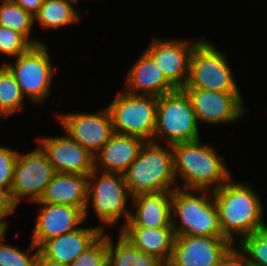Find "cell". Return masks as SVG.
<instances>
[{"instance_id": "9a60e30c", "label": "cell", "mask_w": 267, "mask_h": 266, "mask_svg": "<svg viewBox=\"0 0 267 266\" xmlns=\"http://www.w3.org/2000/svg\"><path fill=\"white\" fill-rule=\"evenodd\" d=\"M64 133L36 140L56 173L89 175L95 169L94 155Z\"/></svg>"}, {"instance_id": "6da1fadb", "label": "cell", "mask_w": 267, "mask_h": 266, "mask_svg": "<svg viewBox=\"0 0 267 266\" xmlns=\"http://www.w3.org/2000/svg\"><path fill=\"white\" fill-rule=\"evenodd\" d=\"M222 237L236 246L244 237L264 228L263 206L253 186L232 177L213 190ZM263 218V219H262Z\"/></svg>"}, {"instance_id": "ba28073f", "label": "cell", "mask_w": 267, "mask_h": 266, "mask_svg": "<svg viewBox=\"0 0 267 266\" xmlns=\"http://www.w3.org/2000/svg\"><path fill=\"white\" fill-rule=\"evenodd\" d=\"M230 67L225 53L215 44L201 39L192 52L189 76L183 88L240 92Z\"/></svg>"}, {"instance_id": "52a82bcc", "label": "cell", "mask_w": 267, "mask_h": 266, "mask_svg": "<svg viewBox=\"0 0 267 266\" xmlns=\"http://www.w3.org/2000/svg\"><path fill=\"white\" fill-rule=\"evenodd\" d=\"M107 108L111 115L114 133L136 136L145 142H153L157 97L120 90Z\"/></svg>"}, {"instance_id": "836d02e7", "label": "cell", "mask_w": 267, "mask_h": 266, "mask_svg": "<svg viewBox=\"0 0 267 266\" xmlns=\"http://www.w3.org/2000/svg\"><path fill=\"white\" fill-rule=\"evenodd\" d=\"M226 266H246V262L238 255L236 249H234L226 257Z\"/></svg>"}, {"instance_id": "5bb4252c", "label": "cell", "mask_w": 267, "mask_h": 266, "mask_svg": "<svg viewBox=\"0 0 267 266\" xmlns=\"http://www.w3.org/2000/svg\"><path fill=\"white\" fill-rule=\"evenodd\" d=\"M200 41L153 38L144 51L176 89H183L189 76L192 52Z\"/></svg>"}, {"instance_id": "484cf974", "label": "cell", "mask_w": 267, "mask_h": 266, "mask_svg": "<svg viewBox=\"0 0 267 266\" xmlns=\"http://www.w3.org/2000/svg\"><path fill=\"white\" fill-rule=\"evenodd\" d=\"M25 97L14 75L2 64L0 66V118H8L24 109Z\"/></svg>"}, {"instance_id": "2e32d148", "label": "cell", "mask_w": 267, "mask_h": 266, "mask_svg": "<svg viewBox=\"0 0 267 266\" xmlns=\"http://www.w3.org/2000/svg\"><path fill=\"white\" fill-rule=\"evenodd\" d=\"M39 208L31 242L38 248L52 238L81 228L85 223L84 210L63 204L34 203Z\"/></svg>"}, {"instance_id": "4fadbf2b", "label": "cell", "mask_w": 267, "mask_h": 266, "mask_svg": "<svg viewBox=\"0 0 267 266\" xmlns=\"http://www.w3.org/2000/svg\"><path fill=\"white\" fill-rule=\"evenodd\" d=\"M62 129L94 156L114 134L111 115L105 106L98 113L67 112L55 114Z\"/></svg>"}, {"instance_id": "d4e9b609", "label": "cell", "mask_w": 267, "mask_h": 266, "mask_svg": "<svg viewBox=\"0 0 267 266\" xmlns=\"http://www.w3.org/2000/svg\"><path fill=\"white\" fill-rule=\"evenodd\" d=\"M35 19L32 14L11 0H1L0 26L7 27L23 35L33 46L44 43L31 36Z\"/></svg>"}, {"instance_id": "44dd1931", "label": "cell", "mask_w": 267, "mask_h": 266, "mask_svg": "<svg viewBox=\"0 0 267 266\" xmlns=\"http://www.w3.org/2000/svg\"><path fill=\"white\" fill-rule=\"evenodd\" d=\"M88 175L55 173L34 203L63 204L85 210Z\"/></svg>"}, {"instance_id": "e0dca14e", "label": "cell", "mask_w": 267, "mask_h": 266, "mask_svg": "<svg viewBox=\"0 0 267 266\" xmlns=\"http://www.w3.org/2000/svg\"><path fill=\"white\" fill-rule=\"evenodd\" d=\"M103 231L98 225L81 227L45 241L39 247L38 260H52L69 265L90 247Z\"/></svg>"}, {"instance_id": "d590c367", "label": "cell", "mask_w": 267, "mask_h": 266, "mask_svg": "<svg viewBox=\"0 0 267 266\" xmlns=\"http://www.w3.org/2000/svg\"><path fill=\"white\" fill-rule=\"evenodd\" d=\"M36 266H67V265L52 260H37Z\"/></svg>"}, {"instance_id": "277c9868", "label": "cell", "mask_w": 267, "mask_h": 266, "mask_svg": "<svg viewBox=\"0 0 267 266\" xmlns=\"http://www.w3.org/2000/svg\"><path fill=\"white\" fill-rule=\"evenodd\" d=\"M171 225L175 235L222 236L213 192L178 187L174 189Z\"/></svg>"}, {"instance_id": "8992f818", "label": "cell", "mask_w": 267, "mask_h": 266, "mask_svg": "<svg viewBox=\"0 0 267 266\" xmlns=\"http://www.w3.org/2000/svg\"><path fill=\"white\" fill-rule=\"evenodd\" d=\"M198 128L192 103L183 89L157 97L153 142H160L161 137L165 145L197 141L201 139Z\"/></svg>"}, {"instance_id": "4dcf8cb0", "label": "cell", "mask_w": 267, "mask_h": 266, "mask_svg": "<svg viewBox=\"0 0 267 266\" xmlns=\"http://www.w3.org/2000/svg\"><path fill=\"white\" fill-rule=\"evenodd\" d=\"M18 153L16 149L0 145V189L4 190L9 197Z\"/></svg>"}, {"instance_id": "e575fe53", "label": "cell", "mask_w": 267, "mask_h": 266, "mask_svg": "<svg viewBox=\"0 0 267 266\" xmlns=\"http://www.w3.org/2000/svg\"><path fill=\"white\" fill-rule=\"evenodd\" d=\"M6 219H0V242H2L5 238L6 231L8 229V225Z\"/></svg>"}, {"instance_id": "7402d4cb", "label": "cell", "mask_w": 267, "mask_h": 266, "mask_svg": "<svg viewBox=\"0 0 267 266\" xmlns=\"http://www.w3.org/2000/svg\"><path fill=\"white\" fill-rule=\"evenodd\" d=\"M119 233L137 249L158 258L164 264L169 263L175 238L172 227H121Z\"/></svg>"}, {"instance_id": "cb8c5ba5", "label": "cell", "mask_w": 267, "mask_h": 266, "mask_svg": "<svg viewBox=\"0 0 267 266\" xmlns=\"http://www.w3.org/2000/svg\"><path fill=\"white\" fill-rule=\"evenodd\" d=\"M79 0H43L39 12L34 16L43 29L56 30L81 21L74 4Z\"/></svg>"}, {"instance_id": "1f68e13d", "label": "cell", "mask_w": 267, "mask_h": 266, "mask_svg": "<svg viewBox=\"0 0 267 266\" xmlns=\"http://www.w3.org/2000/svg\"><path fill=\"white\" fill-rule=\"evenodd\" d=\"M16 207L12 204L9 195L0 189V219L9 217L15 212Z\"/></svg>"}, {"instance_id": "8fae6325", "label": "cell", "mask_w": 267, "mask_h": 266, "mask_svg": "<svg viewBox=\"0 0 267 266\" xmlns=\"http://www.w3.org/2000/svg\"><path fill=\"white\" fill-rule=\"evenodd\" d=\"M192 103L198 123L232 124L247 112L241 92H216L183 88Z\"/></svg>"}, {"instance_id": "ffe728a7", "label": "cell", "mask_w": 267, "mask_h": 266, "mask_svg": "<svg viewBox=\"0 0 267 266\" xmlns=\"http://www.w3.org/2000/svg\"><path fill=\"white\" fill-rule=\"evenodd\" d=\"M144 144L145 141L139 137L114 133L94 156L95 169L123 174Z\"/></svg>"}, {"instance_id": "f1b7e54d", "label": "cell", "mask_w": 267, "mask_h": 266, "mask_svg": "<svg viewBox=\"0 0 267 266\" xmlns=\"http://www.w3.org/2000/svg\"><path fill=\"white\" fill-rule=\"evenodd\" d=\"M32 46L23 35L0 26V55L14 58L27 52Z\"/></svg>"}, {"instance_id": "4316f807", "label": "cell", "mask_w": 267, "mask_h": 266, "mask_svg": "<svg viewBox=\"0 0 267 266\" xmlns=\"http://www.w3.org/2000/svg\"><path fill=\"white\" fill-rule=\"evenodd\" d=\"M235 249L247 265L267 266V225L244 237Z\"/></svg>"}, {"instance_id": "f546056e", "label": "cell", "mask_w": 267, "mask_h": 266, "mask_svg": "<svg viewBox=\"0 0 267 266\" xmlns=\"http://www.w3.org/2000/svg\"><path fill=\"white\" fill-rule=\"evenodd\" d=\"M68 266H107V233L103 234Z\"/></svg>"}, {"instance_id": "d6a6232c", "label": "cell", "mask_w": 267, "mask_h": 266, "mask_svg": "<svg viewBox=\"0 0 267 266\" xmlns=\"http://www.w3.org/2000/svg\"><path fill=\"white\" fill-rule=\"evenodd\" d=\"M24 10L35 16L43 3V0H11Z\"/></svg>"}, {"instance_id": "ac0fdd59", "label": "cell", "mask_w": 267, "mask_h": 266, "mask_svg": "<svg viewBox=\"0 0 267 266\" xmlns=\"http://www.w3.org/2000/svg\"><path fill=\"white\" fill-rule=\"evenodd\" d=\"M131 203L136 210L123 227H172V191L139 194L132 197Z\"/></svg>"}, {"instance_id": "603a6c76", "label": "cell", "mask_w": 267, "mask_h": 266, "mask_svg": "<svg viewBox=\"0 0 267 266\" xmlns=\"http://www.w3.org/2000/svg\"><path fill=\"white\" fill-rule=\"evenodd\" d=\"M107 233V266H164L158 258L137 249L121 233L117 243Z\"/></svg>"}, {"instance_id": "3957f363", "label": "cell", "mask_w": 267, "mask_h": 266, "mask_svg": "<svg viewBox=\"0 0 267 266\" xmlns=\"http://www.w3.org/2000/svg\"><path fill=\"white\" fill-rule=\"evenodd\" d=\"M123 176L132 197L173 191L178 182L174 174L172 146L145 142Z\"/></svg>"}, {"instance_id": "d6986e66", "label": "cell", "mask_w": 267, "mask_h": 266, "mask_svg": "<svg viewBox=\"0 0 267 266\" xmlns=\"http://www.w3.org/2000/svg\"><path fill=\"white\" fill-rule=\"evenodd\" d=\"M124 85L128 93L155 97L176 90L145 51L129 68Z\"/></svg>"}, {"instance_id": "83f0119b", "label": "cell", "mask_w": 267, "mask_h": 266, "mask_svg": "<svg viewBox=\"0 0 267 266\" xmlns=\"http://www.w3.org/2000/svg\"><path fill=\"white\" fill-rule=\"evenodd\" d=\"M27 251L16 246L0 242V266H36L39 257V248L30 242Z\"/></svg>"}, {"instance_id": "9c48e42d", "label": "cell", "mask_w": 267, "mask_h": 266, "mask_svg": "<svg viewBox=\"0 0 267 266\" xmlns=\"http://www.w3.org/2000/svg\"><path fill=\"white\" fill-rule=\"evenodd\" d=\"M49 54L44 42L15 57L13 63H3L14 75L23 96L33 104H44L51 93L52 78L57 69Z\"/></svg>"}, {"instance_id": "7c38bea8", "label": "cell", "mask_w": 267, "mask_h": 266, "mask_svg": "<svg viewBox=\"0 0 267 266\" xmlns=\"http://www.w3.org/2000/svg\"><path fill=\"white\" fill-rule=\"evenodd\" d=\"M235 246L222 236L175 235L168 266H216Z\"/></svg>"}, {"instance_id": "8d00e7d4", "label": "cell", "mask_w": 267, "mask_h": 266, "mask_svg": "<svg viewBox=\"0 0 267 266\" xmlns=\"http://www.w3.org/2000/svg\"><path fill=\"white\" fill-rule=\"evenodd\" d=\"M216 266H226V258L220 264H218Z\"/></svg>"}, {"instance_id": "5b68a950", "label": "cell", "mask_w": 267, "mask_h": 266, "mask_svg": "<svg viewBox=\"0 0 267 266\" xmlns=\"http://www.w3.org/2000/svg\"><path fill=\"white\" fill-rule=\"evenodd\" d=\"M130 199H132V195L125 183L123 174L101 172L94 169L88 175L85 219L89 216L91 204L92 210L100 222L98 226L103 232L108 229V226L118 225L122 218L125 219L121 225L123 227L131 216L132 211L127 206V201Z\"/></svg>"}, {"instance_id": "30bf717a", "label": "cell", "mask_w": 267, "mask_h": 266, "mask_svg": "<svg viewBox=\"0 0 267 266\" xmlns=\"http://www.w3.org/2000/svg\"><path fill=\"white\" fill-rule=\"evenodd\" d=\"M55 173L39 145L29 153L19 152L10 189L12 204L17 207L23 198L31 203L38 201Z\"/></svg>"}, {"instance_id": "7a4b0ae2", "label": "cell", "mask_w": 267, "mask_h": 266, "mask_svg": "<svg viewBox=\"0 0 267 266\" xmlns=\"http://www.w3.org/2000/svg\"><path fill=\"white\" fill-rule=\"evenodd\" d=\"M171 146L176 180L182 178L178 188L213 191L231 178L224 155L220 157L216 148L201 139Z\"/></svg>"}]
</instances>
